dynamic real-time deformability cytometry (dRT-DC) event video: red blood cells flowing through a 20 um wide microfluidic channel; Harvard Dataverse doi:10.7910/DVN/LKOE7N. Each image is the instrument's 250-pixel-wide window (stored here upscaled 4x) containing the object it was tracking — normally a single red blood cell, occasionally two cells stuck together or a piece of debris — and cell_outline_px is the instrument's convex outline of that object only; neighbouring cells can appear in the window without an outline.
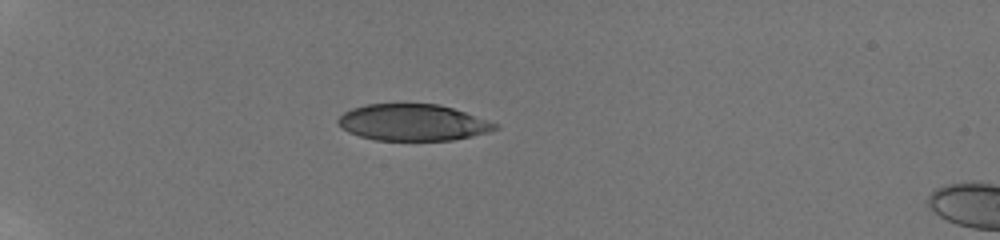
{"species": "human", "species_latin": "Homo sapiens", "temperature_condition": "room temperature", "stored_images_in_passage": 45, "camera_frame_rate_fps": 3000, "um_per_image_px": 0.085, "donor": {"sex": "male"}, "frame": {"image": 1, "passage_image": 1, "time_ms": 0.0, "image_size_px": [1000, 240], "cell_outline_px": [[500, 128], [488, 132], [472, 136], [452, 140], [376, 140], [360, 136], [348, 132], [336, 124], [336, 120], [344, 112], [352, 108], [368, 104], [440, 104], [500, 124]], "centroid_in_image_um": [35.09, 10.41], "position_along_channel_um": 49.9, "area_um2": 33.41}}
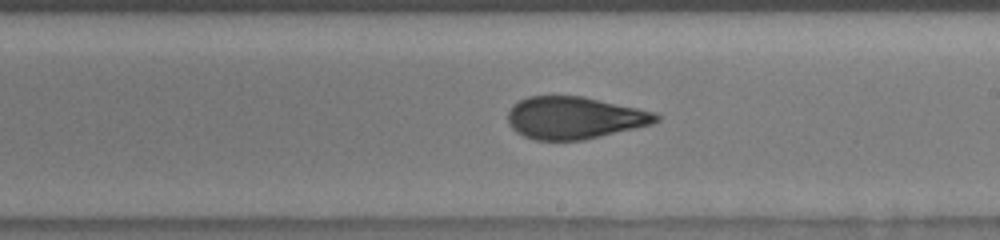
{"frame": {"image": 2, "passage_image": 23, "time_ms": 6.0, "image_size_px": [1000, 240], "cell_outline_px": [[660, 120], [652, 124], [636, 128], [584, 140], [536, 140], [524, 136], [516, 132], [508, 124], [508, 112], [512, 104], [528, 96], [584, 96], [656, 112], [660, 116]], "centroid_in_image_um": [48.83, 10.01], "position_along_channel_um": 240.2, "area_um2": 36.7}}
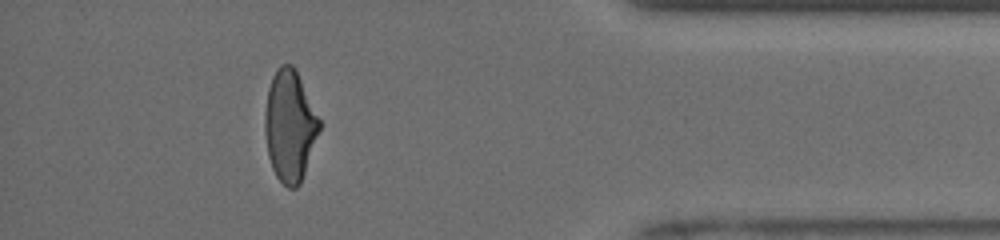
{"frame": {"image": 3, "passage_image": 41, "time_ms": 11.0, "image_size_px": [1000, 240], "cell_outline_px": [[320, 128], [300, 184], [296, 188], [288, 188], [276, 176], [272, 168], [268, 156], [264, 132], [264, 112], [268, 88], [272, 76], [276, 68], [280, 64], [292, 64], [320, 120]], "centroid_in_image_um": [24.59, 10.7], "position_along_channel_um": 410.6, "area_um2": 34.97}, "authors_computed_cell_mechanics": {"area_um2": 36.7608, "velocity_mm_per_s": 3.9462, "shape_relaxation_time_tau1_ms": 8.834, "shape_relaxation_time_tau2_ms": 1.1501, "deformation_change_tau1": 0.2579, "deformation_change_tau2": 0.0815}}